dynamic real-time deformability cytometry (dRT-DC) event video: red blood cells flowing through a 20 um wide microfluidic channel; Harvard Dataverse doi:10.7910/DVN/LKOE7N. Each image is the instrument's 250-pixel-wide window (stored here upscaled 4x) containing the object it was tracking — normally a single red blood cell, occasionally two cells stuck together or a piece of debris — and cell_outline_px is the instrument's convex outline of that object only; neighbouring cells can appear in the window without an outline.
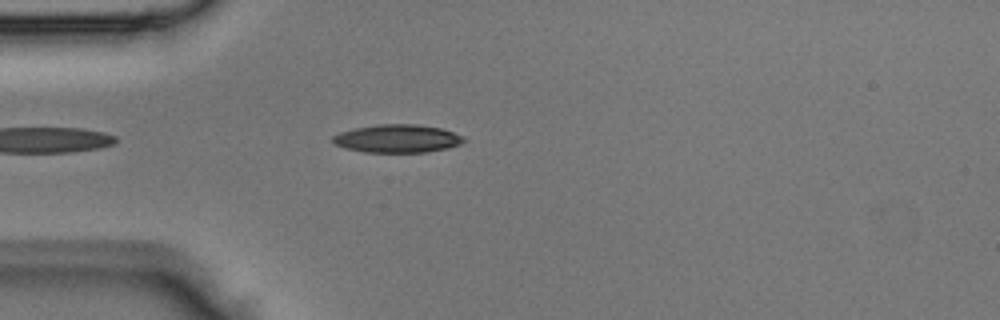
{"species": "Egyptian fruit bat (a non-hibernating species)", "species_latin": "Rousettus aegyptiacus", "temperature_condition": "room temperature", "stored_images_in_passage": 4, "camera_frame_rate_fps": 3000, "um_per_image_px": 0.085, "animal": {"sex": "male"}, "frame": {"image": 1, "passage_image": 4, "time_ms": 1.0, "image_size_px": [1000, 320], "cell_outline_px": [[464, 140], [460, 144], [448, 148], [424, 152], [364, 152], [348, 148], [336, 144], [332, 140], [332, 136], [340, 132], [356, 128], [376, 124], [416, 124], [440, 128], [464, 136]], "centroid_in_image_um": [33.78, 11.77], "position_along_channel_um": 51.2, "area_um2": 21.21}}